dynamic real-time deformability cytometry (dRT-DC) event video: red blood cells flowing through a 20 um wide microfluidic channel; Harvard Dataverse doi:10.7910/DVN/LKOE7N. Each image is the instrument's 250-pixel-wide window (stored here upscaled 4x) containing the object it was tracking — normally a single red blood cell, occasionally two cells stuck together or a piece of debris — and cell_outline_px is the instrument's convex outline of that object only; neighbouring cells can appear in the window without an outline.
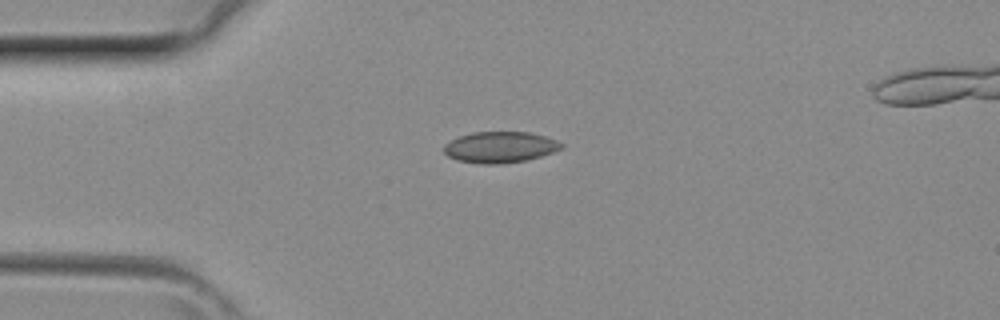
{"species": "common noctule bat (a hibernating species)", "species_latin": "Nyctalus noctula", "temperature_condition": "room temperature", "stored_images_in_passage": 2, "camera_frame_rate_fps": 3000, "um_per_image_px": 0.085, "animal": {"sex": "female", "body_mass_g": 29.2, "forearm_length_mm": 56.3}, "frame": {"image": 1, "passage_image": 2, "time_ms": 0.333, "image_size_px": [1000, 320], "cell_outline_px": [[564, 148], [540, 156], [524, 160], [500, 164], [480, 164], [456, 160], [448, 156], [444, 152], [444, 144], [460, 136], [472, 132], [528, 132], [544, 136], [556, 140], [564, 144]], "centroid_in_image_um": [42.49, 12.51], "position_along_channel_um": 42.5, "area_um2": 21.21}}